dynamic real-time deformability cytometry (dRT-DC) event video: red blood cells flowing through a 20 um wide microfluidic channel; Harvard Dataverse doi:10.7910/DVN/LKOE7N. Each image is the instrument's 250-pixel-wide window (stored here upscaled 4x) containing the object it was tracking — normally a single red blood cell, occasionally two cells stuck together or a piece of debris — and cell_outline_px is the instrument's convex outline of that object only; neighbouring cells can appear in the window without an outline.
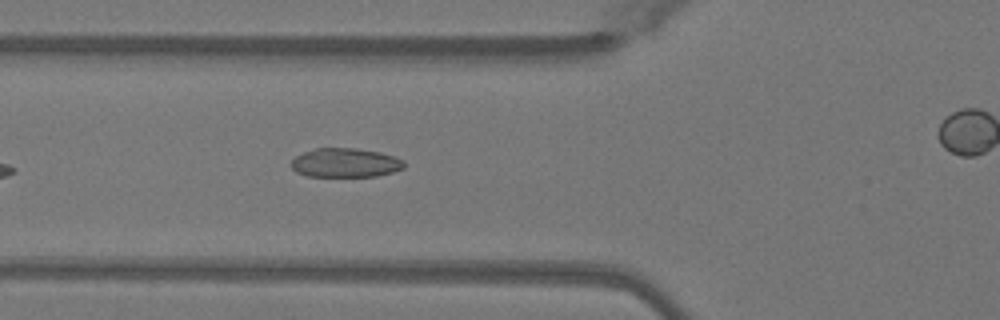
{"species": "Egyptian fruit bat (a non-hibernating species)", "species_latin": "Rousettus aegyptiacus", "temperature_condition": "warm", "stored_images_in_passage": 33, "camera_frame_rate_fps": 3000, "um_per_image_px": 0.085, "animal": {"sex": "female"}, "frame": {"image": 1, "passage_image": 10, "time_ms": 3.0, "image_size_px": [1000, 320], "cell_outline_px": [[404, 168], [392, 172], [376, 176], [308, 176], [296, 172], [292, 168], [292, 160], [296, 156], [304, 152], [316, 148], [356, 148], [380, 152], [396, 156], [404, 160]], "centroid_in_image_um": [29.38, 13.83], "position_along_channel_um": 96.4, "area_um2": 19.13}}
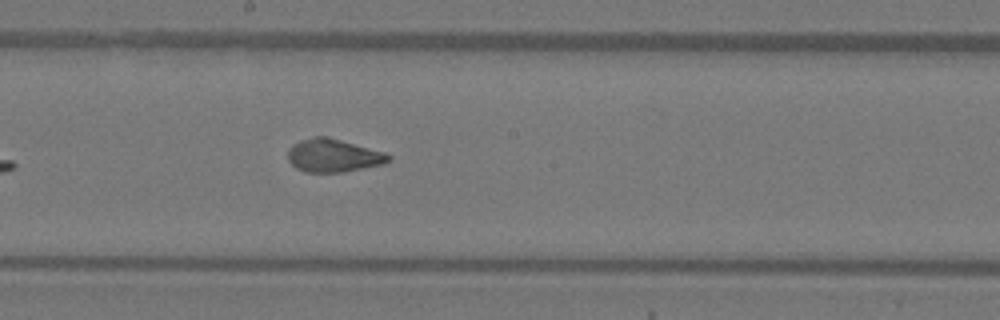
{"frame": {"image": 2, "passage_image": 19, "time_ms": 6.0, "image_size_px": [1000, 320], "cell_outline_px": [[392, 160], [384, 164], [340, 172], [308, 172], [296, 168], [288, 160], [288, 148], [292, 144], [300, 140], [312, 136], [328, 136], [388, 152], [392, 156]], "centroid_in_image_um": [28.37, 13.19], "position_along_channel_um": 219.8, "area_um2": 19.77}}
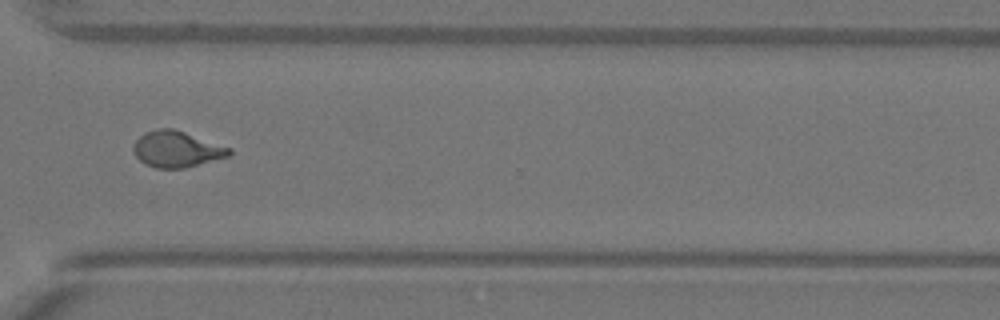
{"frame": {"image": 3, "passage_image": 29, "time_ms": 9.333, "image_size_px": [1000, 320], "cell_outline_px": [[232, 152], [228, 156], [184, 168], [156, 168], [140, 160], [136, 156], [132, 148], [136, 140], [144, 132], [156, 128], [172, 128], [232, 148]], "centroid_in_image_um": [15.0, 12.67], "position_along_channel_um": 355.6, "area_um2": 19.94}}